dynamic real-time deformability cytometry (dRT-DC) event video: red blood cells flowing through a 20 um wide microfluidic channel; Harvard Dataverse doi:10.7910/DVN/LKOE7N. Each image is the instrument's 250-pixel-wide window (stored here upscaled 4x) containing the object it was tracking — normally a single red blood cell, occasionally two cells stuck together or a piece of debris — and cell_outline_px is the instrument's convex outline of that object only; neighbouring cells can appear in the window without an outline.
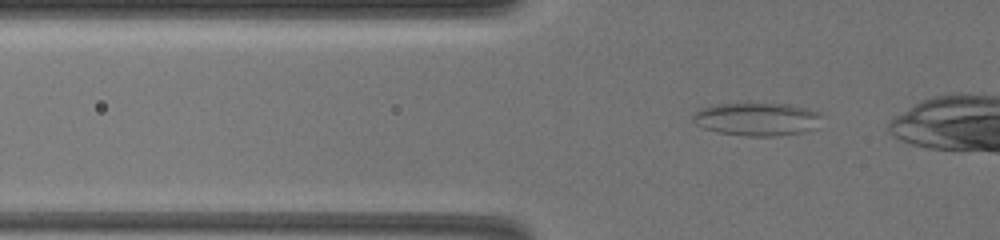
{"species": "common noctule bat (a hibernating species)", "species_latin": "Nyctalus noctula", "temperature_condition": "warm", "stored_images_in_passage": 36, "camera_frame_rate_fps": 3000, "um_per_image_px": 0.085, "animal": {"sex": "female", "body_mass_g": 19.5, "forearm_length_mm": 54.1}, "frame": {"image": 1, "passage_image": 3, "time_ms": 0.667, "image_size_px": [1000, 240], "cell_outline_px": [[820, 116], [812, 128], [808, 132], [776, 136], [744, 136], [716, 132], [704, 128], [696, 124], [692, 120], [692, 112], [700, 108], [716, 104], [792, 104], [808, 108], [820, 112]], "centroid_in_image_um": [64.29, 10.13], "position_along_channel_um": 61.5, "area_um2": 24.91}}
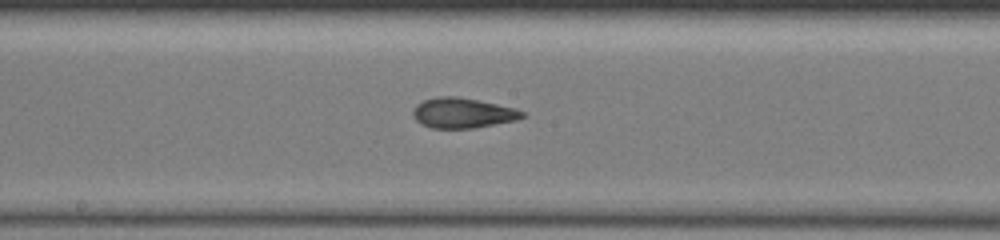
{"frame": {"image": 2, "passage_image": 17, "time_ms": 5.333, "image_size_px": [1000, 240], "cell_outline_px": [[528, 116], [516, 120], [476, 128], [432, 128], [420, 124], [412, 116], [412, 112], [416, 104], [424, 100], [440, 96], [456, 96], [516, 108], [524, 112]], "centroid_in_image_um": [39.33, 9.61], "position_along_channel_um": 208.9, "area_um2": 19.31}}
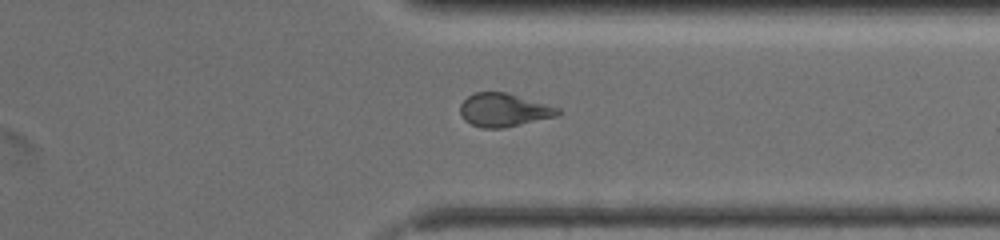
{"frame": {"image": 3, "passage_image": 31, "time_ms": 10.0, "image_size_px": [1000, 240], "cell_outline_px": [[560, 116], [504, 128], [480, 128], [464, 120], [460, 116], [460, 104], [468, 96], [476, 92], [504, 92], [560, 108]], "centroid_in_image_um": [42.82, 9.37], "position_along_channel_um": 368.6, "area_um2": 19.02}}